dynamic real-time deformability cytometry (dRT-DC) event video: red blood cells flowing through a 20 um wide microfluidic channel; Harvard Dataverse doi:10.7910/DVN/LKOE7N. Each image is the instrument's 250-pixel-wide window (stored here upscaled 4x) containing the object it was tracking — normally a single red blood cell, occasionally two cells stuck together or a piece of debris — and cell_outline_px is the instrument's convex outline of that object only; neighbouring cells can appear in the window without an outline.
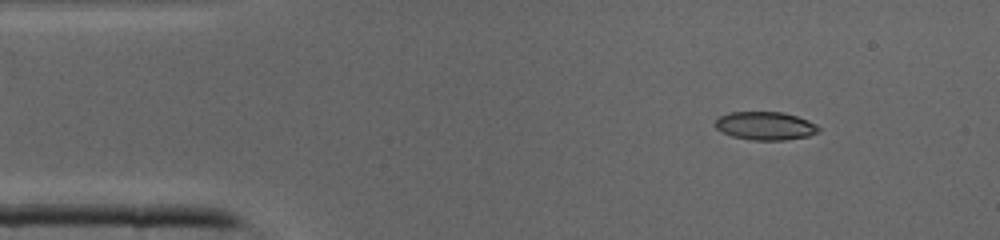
{"species": "common noctule bat (a hibernating species)", "species_latin": "Nyctalus noctula", "temperature_condition": "cold", "stored_images_in_passage": 11, "camera_frame_rate_fps": 3000, "um_per_image_px": 0.085, "animal": {"sex": "male", "body_mass_g": 19.0, "forearm_length_mm": 50.8}, "frame": {"image": 1, "passage_image": 4, "time_ms": 1.0, "image_size_px": [1000, 240], "cell_outline_px": [[820, 132], [808, 136], [784, 140], [752, 140], [732, 136], [716, 128], [716, 120], [720, 116], [728, 112], [784, 112], [808, 120], [816, 124], [820, 128]], "centroid_in_image_um": [65.08, 10.69], "position_along_channel_um": 19.9, "area_um2": 16.99}}